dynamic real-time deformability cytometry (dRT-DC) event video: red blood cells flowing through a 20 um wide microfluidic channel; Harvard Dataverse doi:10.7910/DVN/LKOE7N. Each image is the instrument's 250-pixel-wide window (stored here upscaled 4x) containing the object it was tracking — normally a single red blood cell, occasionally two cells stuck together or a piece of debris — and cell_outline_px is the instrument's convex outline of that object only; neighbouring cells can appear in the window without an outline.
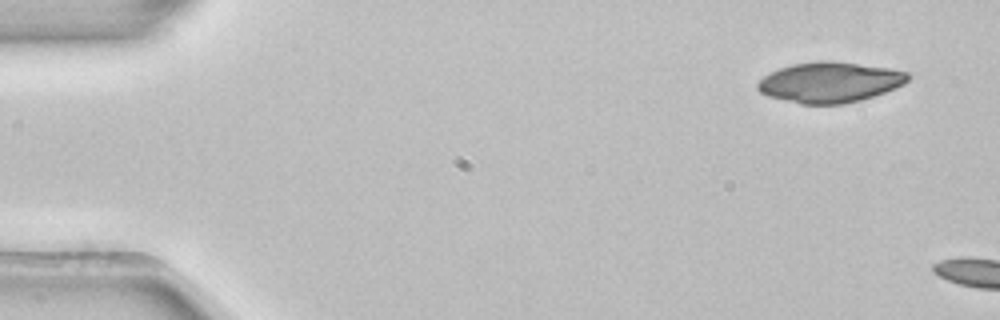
{"species": "common noctule bat (a hibernating species)", "species_latin": "Nyctalus noctula", "temperature_condition": "room temperature", "stored_images_in_passage": 2, "camera_frame_rate_fps": 3000, "um_per_image_px": 0.085, "animal": {"sex": "female", "body_mass_g": 22.7, "forearm_length_mm": 54.2}, "frame": {"image": 1, "passage_image": 1, "time_ms": 0.0, "image_size_px": [1000, 320], "cell_outline_px": [[908, 80], [904, 84], [896, 88], [860, 100], [840, 104], [800, 104], [768, 96], [760, 92], [756, 88], [756, 84], [764, 76], [780, 68], [792, 64], [820, 60], [832, 60], [888, 68], [908, 72]], "centroid_in_image_um": [70.51, 6.99], "position_along_channel_um": 14.5, "area_um2": 35.32}}